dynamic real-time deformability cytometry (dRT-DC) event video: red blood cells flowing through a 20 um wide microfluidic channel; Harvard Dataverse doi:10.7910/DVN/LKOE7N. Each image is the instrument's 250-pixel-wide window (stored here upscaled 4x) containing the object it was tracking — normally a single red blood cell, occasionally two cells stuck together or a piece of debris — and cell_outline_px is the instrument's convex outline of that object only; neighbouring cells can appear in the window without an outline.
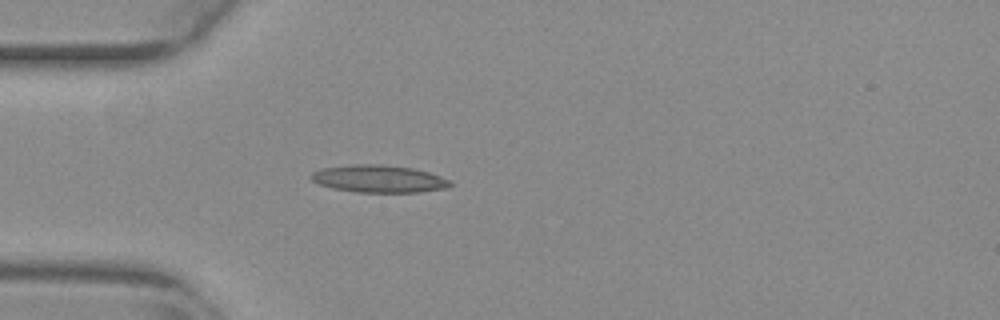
{"species": "common noctule bat (a hibernating species)", "species_latin": "Nyctalus noctula", "temperature_condition": "warm", "stored_images_in_passage": 39, "camera_frame_rate_fps": 3000, "um_per_image_px": 0.085, "animal": {"sex": "female", "body_mass_g": 29.2, "forearm_length_mm": 56.3}, "frame": {"image": 1, "passage_image": 1, "time_ms": 0.0, "image_size_px": [1000, 320], "cell_outline_px": [[452, 184], [448, 188], [420, 192], [356, 192], [332, 188], [320, 184], [312, 180], [308, 176], [312, 172], [320, 168], [352, 164], [380, 164], [412, 168], [428, 172], [452, 180]], "centroid_in_image_um": [32.19, 15.19], "position_along_channel_um": 52.8, "area_um2": 22.37}}
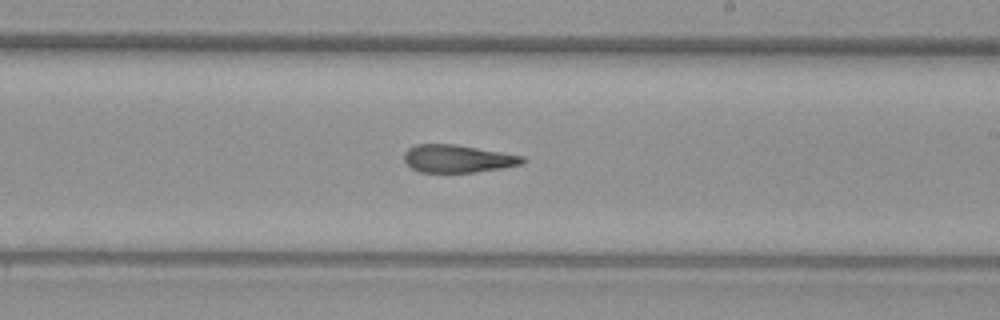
{"frame": {"image": 2, "passage_image": 17, "time_ms": 5.333, "image_size_px": [1000, 320], "cell_outline_px": [[524, 160], [520, 164], [500, 168], [476, 172], [420, 172], [412, 168], [404, 160], [404, 152], [408, 148], [416, 144], [456, 144], [524, 156]], "centroid_in_image_um": [38.86, 13.48], "position_along_channel_um": 250.1, "area_um2": 18.96}}
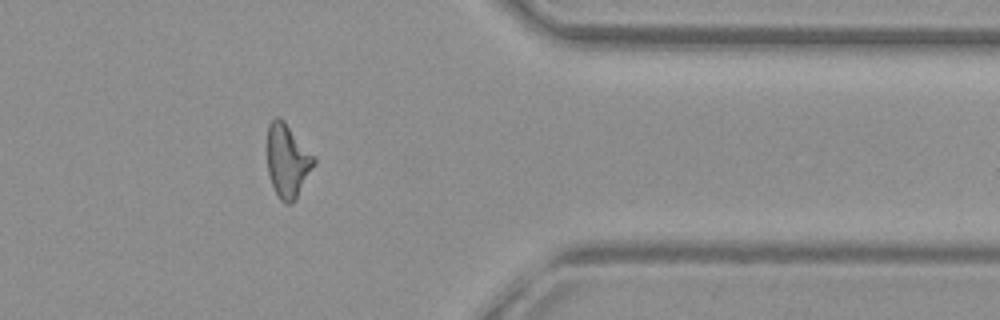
{"frame": {"image": 3, "passage_image": 29, "time_ms": 9.333, "image_size_px": [1000, 320], "cell_outline_px": [[316, 164], [296, 200], [288, 204], [284, 204], [280, 200], [272, 184], [268, 172], [268, 124], [276, 116], [280, 116], [284, 120], [316, 156]], "centroid_in_image_um": [24.48, 13.66], "position_along_channel_um": 386.9, "area_um2": 20.35}, "authors_computed_cell_mechanics": {"area_um2": 20.0566, "velocity_mm_per_s": 3.8569, "shape_relaxation_time_tau1_ms": null, "shape_relaxation_time_tau2_ms": 4.4157, "deformation_change_tau1": null, "deformation_change_tau2": 0.13}}